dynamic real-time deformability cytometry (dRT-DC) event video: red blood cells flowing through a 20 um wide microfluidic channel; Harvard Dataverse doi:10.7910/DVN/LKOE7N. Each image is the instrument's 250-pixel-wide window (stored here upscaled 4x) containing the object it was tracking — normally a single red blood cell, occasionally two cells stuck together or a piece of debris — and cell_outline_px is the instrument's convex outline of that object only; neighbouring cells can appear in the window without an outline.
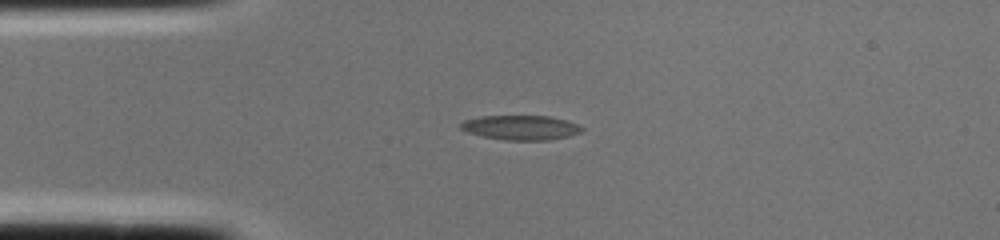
{"species": "common noctule bat (a hibernating species)", "species_latin": "Nyctalus noctula", "temperature_condition": "cold", "stored_images_in_passage": 2, "segment_of_instrument_passage": [1, 2], "camera_frame_rate_fps": 3000, "um_per_image_px": 0.085, "animal": {"sex": "female", "body_mass_g": 22.0, "forearm_length_mm": 56.7}, "frame": {"image": 1, "passage_image": 1, "time_ms": 0.0, "image_size_px": [1000, 240], "cell_outline_px": [[584, 128], [580, 132], [568, 136], [548, 140], [504, 140], [484, 136], [468, 132], [460, 128], [460, 124], [464, 120], [480, 116], [552, 116], [568, 120]], "centroid_in_image_um": [44.28, 10.83], "position_along_channel_um": 40.7, "area_um2": 17.28}}